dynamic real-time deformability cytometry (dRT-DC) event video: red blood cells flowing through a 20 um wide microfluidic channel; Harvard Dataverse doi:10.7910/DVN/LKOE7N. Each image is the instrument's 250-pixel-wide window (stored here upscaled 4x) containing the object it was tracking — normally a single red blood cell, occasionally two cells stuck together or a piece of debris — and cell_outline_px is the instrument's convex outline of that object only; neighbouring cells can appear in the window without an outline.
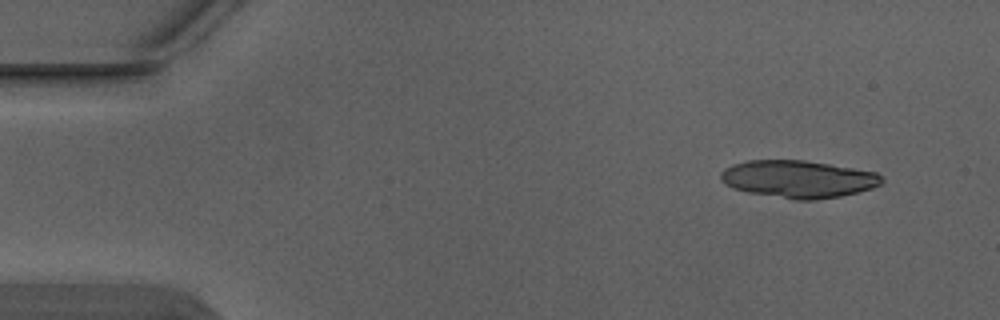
{"species": "Egyptian fruit bat (a non-hibernating species)", "species_latin": "Rousettus aegyptiacus", "temperature_condition": "warm", "stored_images_in_passage": 6, "segment_of_instrument_passage": [2, 2], "camera_frame_rate_fps": 3000, "um_per_image_px": 0.085, "animal": {"sex": "male"}, "frame": {"image": 1, "passage_image": 6, "time_ms": 1.667, "image_size_px": [1000, 320], "cell_outline_px": [[884, 180], [880, 184], [872, 188], [840, 196], [816, 200], [796, 200], [748, 192], [732, 188], [724, 184], [720, 180], [720, 172], [724, 168], [732, 164], [748, 160], [804, 160], [876, 172]], "centroid_in_image_um": [67.79, 15.22], "position_along_channel_um": 17.2, "area_um2": 35.08}}